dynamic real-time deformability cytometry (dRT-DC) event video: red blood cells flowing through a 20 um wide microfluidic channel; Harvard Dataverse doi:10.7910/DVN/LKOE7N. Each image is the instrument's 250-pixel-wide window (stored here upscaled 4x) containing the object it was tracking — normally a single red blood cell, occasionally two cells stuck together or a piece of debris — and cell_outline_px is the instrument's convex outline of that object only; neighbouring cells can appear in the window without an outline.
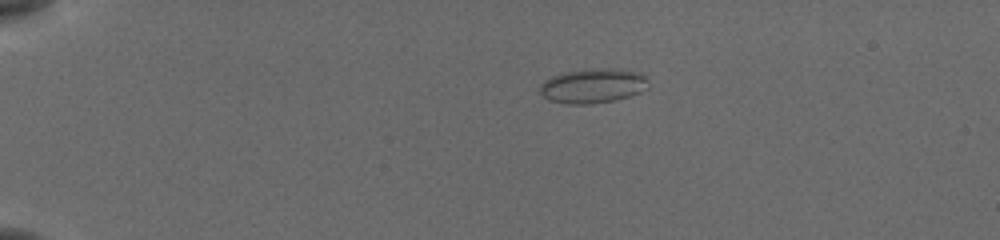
{"species": "common noctule bat (a hibernating species)", "species_latin": "Nyctalus noctula", "temperature_condition": "cold", "stored_images_in_passage": 44, "camera_frame_rate_fps": 3000, "um_per_image_px": 0.085, "animal": {"sex": "female", "body_mass_g": 19.5, "forearm_length_mm": 54.1}, "frame": {"image": 1, "passage_image": 1, "time_ms": 0.0, "image_size_px": [1000, 240], "cell_outline_px": [[648, 88], [640, 92], [616, 100], [588, 104], [564, 104], [548, 100], [540, 92], [540, 84], [544, 80], [552, 76], [564, 72], [604, 68], [612, 68], [640, 72], [648, 80]], "centroid_in_image_um": [50.39, 7.3], "position_along_channel_um": 34.6, "area_um2": 21.85}}
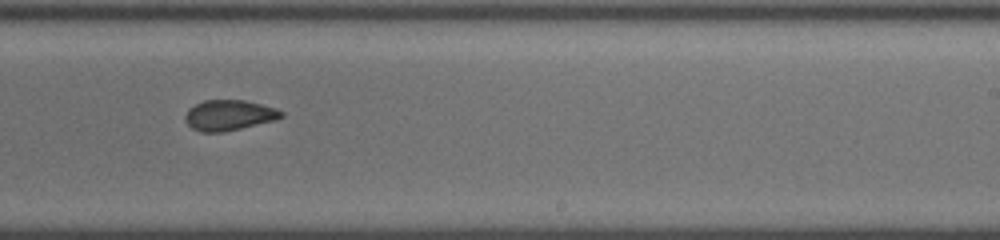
{"frame": {"image": 2, "passage_image": 25, "time_ms": 8.0, "image_size_px": [1000, 240], "cell_outline_px": [[284, 116], [276, 120], [224, 132], [200, 132], [192, 128], [188, 124], [184, 116], [188, 108], [204, 100], [244, 100], [276, 108], [284, 112]], "centroid_in_image_um": [19.47, 9.79], "position_along_channel_um": 269.5, "area_um2": 17.11}}
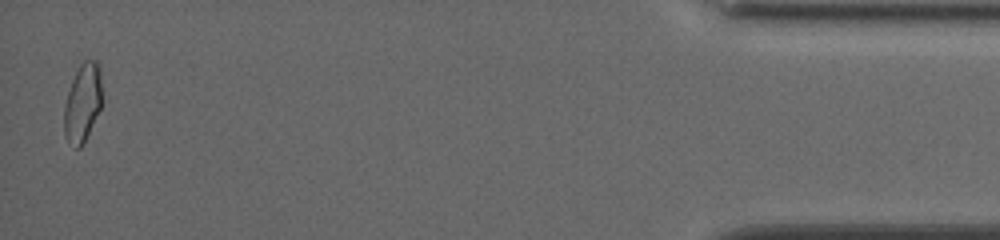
{"frame": {"image": 3, "passage_image": 43, "time_ms": 14.0, "image_size_px": [1000, 240], "cell_outline_px": [[100, 108], [80, 148], [76, 148], [68, 144], [64, 136], [64, 104], [72, 80], [80, 64], [84, 60], [96, 60], [100, 64]], "centroid_in_image_um": [6.99, 8.73], "position_along_channel_um": 428.2, "area_um2": 16.99}, "authors_computed_cell_mechanics": {"area_um2": 17.5712, "velocity_mm_per_s": 3.8553, "shape_relaxation_time_tau1_ms": 10.3122, "shape_relaxation_time_tau2_ms": 2.5302, "deformation_change_tau1": 0.1482, "deformation_change_tau2": 0.0567}}